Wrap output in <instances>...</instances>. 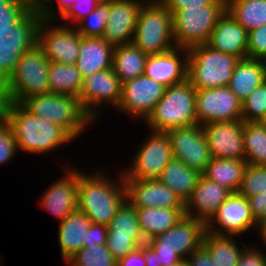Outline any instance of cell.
<instances>
[{
    "instance_id": "obj_1",
    "label": "cell",
    "mask_w": 266,
    "mask_h": 266,
    "mask_svg": "<svg viewBox=\"0 0 266 266\" xmlns=\"http://www.w3.org/2000/svg\"><path fill=\"white\" fill-rule=\"evenodd\" d=\"M0 112L11 125L18 152L47 155L75 140L60 125L33 115L20 103L0 102Z\"/></svg>"
},
{
    "instance_id": "obj_2",
    "label": "cell",
    "mask_w": 266,
    "mask_h": 266,
    "mask_svg": "<svg viewBox=\"0 0 266 266\" xmlns=\"http://www.w3.org/2000/svg\"><path fill=\"white\" fill-rule=\"evenodd\" d=\"M91 174L79 171L77 209L83 212L92 224L109 226L117 211L127 201L123 172L120 171L115 181L104 171Z\"/></svg>"
},
{
    "instance_id": "obj_3",
    "label": "cell",
    "mask_w": 266,
    "mask_h": 266,
    "mask_svg": "<svg viewBox=\"0 0 266 266\" xmlns=\"http://www.w3.org/2000/svg\"><path fill=\"white\" fill-rule=\"evenodd\" d=\"M49 66V59L38 45L25 52L0 88V102L21 104L32 96L49 93Z\"/></svg>"
},
{
    "instance_id": "obj_4",
    "label": "cell",
    "mask_w": 266,
    "mask_h": 266,
    "mask_svg": "<svg viewBox=\"0 0 266 266\" xmlns=\"http://www.w3.org/2000/svg\"><path fill=\"white\" fill-rule=\"evenodd\" d=\"M196 89L185 80L166 87L163 97L144 121L152 132H164L197 124Z\"/></svg>"
},
{
    "instance_id": "obj_5",
    "label": "cell",
    "mask_w": 266,
    "mask_h": 266,
    "mask_svg": "<svg viewBox=\"0 0 266 266\" xmlns=\"http://www.w3.org/2000/svg\"><path fill=\"white\" fill-rule=\"evenodd\" d=\"M21 105L33 115L60 125L74 139L94 123L75 96L49 92L27 98Z\"/></svg>"
},
{
    "instance_id": "obj_6",
    "label": "cell",
    "mask_w": 266,
    "mask_h": 266,
    "mask_svg": "<svg viewBox=\"0 0 266 266\" xmlns=\"http://www.w3.org/2000/svg\"><path fill=\"white\" fill-rule=\"evenodd\" d=\"M132 42L147 55L161 54L176 47L172 14L160 0H147L143 4Z\"/></svg>"
},
{
    "instance_id": "obj_7",
    "label": "cell",
    "mask_w": 266,
    "mask_h": 266,
    "mask_svg": "<svg viewBox=\"0 0 266 266\" xmlns=\"http://www.w3.org/2000/svg\"><path fill=\"white\" fill-rule=\"evenodd\" d=\"M239 58L206 44L188 48L187 80L196 90L228 86Z\"/></svg>"
},
{
    "instance_id": "obj_8",
    "label": "cell",
    "mask_w": 266,
    "mask_h": 266,
    "mask_svg": "<svg viewBox=\"0 0 266 266\" xmlns=\"http://www.w3.org/2000/svg\"><path fill=\"white\" fill-rule=\"evenodd\" d=\"M226 5L186 8L172 13L174 42L177 47L190 48L206 44Z\"/></svg>"
},
{
    "instance_id": "obj_9",
    "label": "cell",
    "mask_w": 266,
    "mask_h": 266,
    "mask_svg": "<svg viewBox=\"0 0 266 266\" xmlns=\"http://www.w3.org/2000/svg\"><path fill=\"white\" fill-rule=\"evenodd\" d=\"M141 145L131 167L122 169L124 179H158L173 159L171 141L167 133L151 131L150 136Z\"/></svg>"
},
{
    "instance_id": "obj_10",
    "label": "cell",
    "mask_w": 266,
    "mask_h": 266,
    "mask_svg": "<svg viewBox=\"0 0 266 266\" xmlns=\"http://www.w3.org/2000/svg\"><path fill=\"white\" fill-rule=\"evenodd\" d=\"M122 94V83L115 75L113 69L97 71L83 80L79 102L86 114L95 122L99 120L104 111L101 105H112L117 109ZM98 108V109H97ZM102 114V115H101ZM96 118L98 120H96Z\"/></svg>"
},
{
    "instance_id": "obj_11",
    "label": "cell",
    "mask_w": 266,
    "mask_h": 266,
    "mask_svg": "<svg viewBox=\"0 0 266 266\" xmlns=\"http://www.w3.org/2000/svg\"><path fill=\"white\" fill-rule=\"evenodd\" d=\"M42 20L38 29L37 45L50 62L76 65L79 57L81 34L71 24L57 25Z\"/></svg>"
},
{
    "instance_id": "obj_12",
    "label": "cell",
    "mask_w": 266,
    "mask_h": 266,
    "mask_svg": "<svg viewBox=\"0 0 266 266\" xmlns=\"http://www.w3.org/2000/svg\"><path fill=\"white\" fill-rule=\"evenodd\" d=\"M251 228L257 229L258 223L252 215L248 198L238 193H231L206 223L209 233L240 239V235L251 231Z\"/></svg>"
},
{
    "instance_id": "obj_13",
    "label": "cell",
    "mask_w": 266,
    "mask_h": 266,
    "mask_svg": "<svg viewBox=\"0 0 266 266\" xmlns=\"http://www.w3.org/2000/svg\"><path fill=\"white\" fill-rule=\"evenodd\" d=\"M195 106L199 125L242 120V102L227 86L196 90Z\"/></svg>"
},
{
    "instance_id": "obj_14",
    "label": "cell",
    "mask_w": 266,
    "mask_h": 266,
    "mask_svg": "<svg viewBox=\"0 0 266 266\" xmlns=\"http://www.w3.org/2000/svg\"><path fill=\"white\" fill-rule=\"evenodd\" d=\"M166 133L171 141L173 158L202 174L212 159L203 126L180 127Z\"/></svg>"
},
{
    "instance_id": "obj_15",
    "label": "cell",
    "mask_w": 266,
    "mask_h": 266,
    "mask_svg": "<svg viewBox=\"0 0 266 266\" xmlns=\"http://www.w3.org/2000/svg\"><path fill=\"white\" fill-rule=\"evenodd\" d=\"M165 89L164 85L145 75L126 81L122 84L121 100L116 110L145 121Z\"/></svg>"
},
{
    "instance_id": "obj_16",
    "label": "cell",
    "mask_w": 266,
    "mask_h": 266,
    "mask_svg": "<svg viewBox=\"0 0 266 266\" xmlns=\"http://www.w3.org/2000/svg\"><path fill=\"white\" fill-rule=\"evenodd\" d=\"M206 223L184 215L170 230L160 234L147 243L154 250L175 251L184 260L203 243Z\"/></svg>"
},
{
    "instance_id": "obj_17",
    "label": "cell",
    "mask_w": 266,
    "mask_h": 266,
    "mask_svg": "<svg viewBox=\"0 0 266 266\" xmlns=\"http://www.w3.org/2000/svg\"><path fill=\"white\" fill-rule=\"evenodd\" d=\"M202 126L212 158L245 160L243 120L207 123Z\"/></svg>"
},
{
    "instance_id": "obj_18",
    "label": "cell",
    "mask_w": 266,
    "mask_h": 266,
    "mask_svg": "<svg viewBox=\"0 0 266 266\" xmlns=\"http://www.w3.org/2000/svg\"><path fill=\"white\" fill-rule=\"evenodd\" d=\"M146 1L113 0L109 2V17L102 38L113 47L131 43L139 12Z\"/></svg>"
},
{
    "instance_id": "obj_19",
    "label": "cell",
    "mask_w": 266,
    "mask_h": 266,
    "mask_svg": "<svg viewBox=\"0 0 266 266\" xmlns=\"http://www.w3.org/2000/svg\"><path fill=\"white\" fill-rule=\"evenodd\" d=\"M127 201L135 208H178L185 210V203L168 186L158 179H124Z\"/></svg>"
},
{
    "instance_id": "obj_20",
    "label": "cell",
    "mask_w": 266,
    "mask_h": 266,
    "mask_svg": "<svg viewBox=\"0 0 266 266\" xmlns=\"http://www.w3.org/2000/svg\"><path fill=\"white\" fill-rule=\"evenodd\" d=\"M187 71L188 49L176 46L161 54L148 55L144 75L170 87L187 80Z\"/></svg>"
},
{
    "instance_id": "obj_21",
    "label": "cell",
    "mask_w": 266,
    "mask_h": 266,
    "mask_svg": "<svg viewBox=\"0 0 266 266\" xmlns=\"http://www.w3.org/2000/svg\"><path fill=\"white\" fill-rule=\"evenodd\" d=\"M66 175L49 185L40 205L60 221L77 210L79 169L67 168Z\"/></svg>"
},
{
    "instance_id": "obj_22",
    "label": "cell",
    "mask_w": 266,
    "mask_h": 266,
    "mask_svg": "<svg viewBox=\"0 0 266 266\" xmlns=\"http://www.w3.org/2000/svg\"><path fill=\"white\" fill-rule=\"evenodd\" d=\"M231 193L226 187L201 175L196 187L185 202V215L207 223Z\"/></svg>"
},
{
    "instance_id": "obj_23",
    "label": "cell",
    "mask_w": 266,
    "mask_h": 266,
    "mask_svg": "<svg viewBox=\"0 0 266 266\" xmlns=\"http://www.w3.org/2000/svg\"><path fill=\"white\" fill-rule=\"evenodd\" d=\"M206 45L213 50L245 59L248 58V31L226 10L218 19Z\"/></svg>"
},
{
    "instance_id": "obj_24",
    "label": "cell",
    "mask_w": 266,
    "mask_h": 266,
    "mask_svg": "<svg viewBox=\"0 0 266 266\" xmlns=\"http://www.w3.org/2000/svg\"><path fill=\"white\" fill-rule=\"evenodd\" d=\"M58 241L65 263L84 246L90 244V219L78 209L60 221Z\"/></svg>"
},
{
    "instance_id": "obj_25",
    "label": "cell",
    "mask_w": 266,
    "mask_h": 266,
    "mask_svg": "<svg viewBox=\"0 0 266 266\" xmlns=\"http://www.w3.org/2000/svg\"><path fill=\"white\" fill-rule=\"evenodd\" d=\"M114 48L102 37H82L76 67L83 78L112 68Z\"/></svg>"
},
{
    "instance_id": "obj_26",
    "label": "cell",
    "mask_w": 266,
    "mask_h": 266,
    "mask_svg": "<svg viewBox=\"0 0 266 266\" xmlns=\"http://www.w3.org/2000/svg\"><path fill=\"white\" fill-rule=\"evenodd\" d=\"M139 227L145 241L173 228L185 215L178 208H136Z\"/></svg>"
},
{
    "instance_id": "obj_27",
    "label": "cell",
    "mask_w": 266,
    "mask_h": 266,
    "mask_svg": "<svg viewBox=\"0 0 266 266\" xmlns=\"http://www.w3.org/2000/svg\"><path fill=\"white\" fill-rule=\"evenodd\" d=\"M265 81L261 59L245 58L240 59L235 66L227 87L243 102L257 86Z\"/></svg>"
},
{
    "instance_id": "obj_28",
    "label": "cell",
    "mask_w": 266,
    "mask_h": 266,
    "mask_svg": "<svg viewBox=\"0 0 266 266\" xmlns=\"http://www.w3.org/2000/svg\"><path fill=\"white\" fill-rule=\"evenodd\" d=\"M148 55L133 42L116 46L113 51L112 69L121 83L144 75Z\"/></svg>"
},
{
    "instance_id": "obj_29",
    "label": "cell",
    "mask_w": 266,
    "mask_h": 266,
    "mask_svg": "<svg viewBox=\"0 0 266 266\" xmlns=\"http://www.w3.org/2000/svg\"><path fill=\"white\" fill-rule=\"evenodd\" d=\"M202 174L173 158L163 169L158 180L173 190L185 203Z\"/></svg>"
},
{
    "instance_id": "obj_30",
    "label": "cell",
    "mask_w": 266,
    "mask_h": 266,
    "mask_svg": "<svg viewBox=\"0 0 266 266\" xmlns=\"http://www.w3.org/2000/svg\"><path fill=\"white\" fill-rule=\"evenodd\" d=\"M246 166L245 160L212 158L202 175L208 180L226 187L232 193H237Z\"/></svg>"
},
{
    "instance_id": "obj_31",
    "label": "cell",
    "mask_w": 266,
    "mask_h": 266,
    "mask_svg": "<svg viewBox=\"0 0 266 266\" xmlns=\"http://www.w3.org/2000/svg\"><path fill=\"white\" fill-rule=\"evenodd\" d=\"M83 80L76 65L50 62L48 69L49 92L78 97Z\"/></svg>"
},
{
    "instance_id": "obj_32",
    "label": "cell",
    "mask_w": 266,
    "mask_h": 266,
    "mask_svg": "<svg viewBox=\"0 0 266 266\" xmlns=\"http://www.w3.org/2000/svg\"><path fill=\"white\" fill-rule=\"evenodd\" d=\"M226 10L248 32L266 25V0H226Z\"/></svg>"
},
{
    "instance_id": "obj_33",
    "label": "cell",
    "mask_w": 266,
    "mask_h": 266,
    "mask_svg": "<svg viewBox=\"0 0 266 266\" xmlns=\"http://www.w3.org/2000/svg\"><path fill=\"white\" fill-rule=\"evenodd\" d=\"M202 245L208 250L214 266H237L243 250L236 244L234 236L216 235L207 231Z\"/></svg>"
},
{
    "instance_id": "obj_34",
    "label": "cell",
    "mask_w": 266,
    "mask_h": 266,
    "mask_svg": "<svg viewBox=\"0 0 266 266\" xmlns=\"http://www.w3.org/2000/svg\"><path fill=\"white\" fill-rule=\"evenodd\" d=\"M245 161L247 165L266 166V126L261 122H244Z\"/></svg>"
},
{
    "instance_id": "obj_35",
    "label": "cell",
    "mask_w": 266,
    "mask_h": 266,
    "mask_svg": "<svg viewBox=\"0 0 266 266\" xmlns=\"http://www.w3.org/2000/svg\"><path fill=\"white\" fill-rule=\"evenodd\" d=\"M107 236L143 237L136 208L126 201L117 211L108 226Z\"/></svg>"
},
{
    "instance_id": "obj_36",
    "label": "cell",
    "mask_w": 266,
    "mask_h": 266,
    "mask_svg": "<svg viewBox=\"0 0 266 266\" xmlns=\"http://www.w3.org/2000/svg\"><path fill=\"white\" fill-rule=\"evenodd\" d=\"M116 260L107 245L84 246L66 264L67 266H117Z\"/></svg>"
},
{
    "instance_id": "obj_37",
    "label": "cell",
    "mask_w": 266,
    "mask_h": 266,
    "mask_svg": "<svg viewBox=\"0 0 266 266\" xmlns=\"http://www.w3.org/2000/svg\"><path fill=\"white\" fill-rule=\"evenodd\" d=\"M109 17V2L99 3L98 6L75 28L82 37H102Z\"/></svg>"
},
{
    "instance_id": "obj_38",
    "label": "cell",
    "mask_w": 266,
    "mask_h": 266,
    "mask_svg": "<svg viewBox=\"0 0 266 266\" xmlns=\"http://www.w3.org/2000/svg\"><path fill=\"white\" fill-rule=\"evenodd\" d=\"M266 113V81L257 86L242 102V120L257 122Z\"/></svg>"
},
{
    "instance_id": "obj_39",
    "label": "cell",
    "mask_w": 266,
    "mask_h": 266,
    "mask_svg": "<svg viewBox=\"0 0 266 266\" xmlns=\"http://www.w3.org/2000/svg\"><path fill=\"white\" fill-rule=\"evenodd\" d=\"M266 192V166L247 165L238 194L245 197Z\"/></svg>"
},
{
    "instance_id": "obj_40",
    "label": "cell",
    "mask_w": 266,
    "mask_h": 266,
    "mask_svg": "<svg viewBox=\"0 0 266 266\" xmlns=\"http://www.w3.org/2000/svg\"><path fill=\"white\" fill-rule=\"evenodd\" d=\"M16 153L18 148L11 125L0 112V166L11 162Z\"/></svg>"
},
{
    "instance_id": "obj_41",
    "label": "cell",
    "mask_w": 266,
    "mask_h": 266,
    "mask_svg": "<svg viewBox=\"0 0 266 266\" xmlns=\"http://www.w3.org/2000/svg\"><path fill=\"white\" fill-rule=\"evenodd\" d=\"M145 242L143 237L107 236L106 245L113 257L119 260Z\"/></svg>"
},
{
    "instance_id": "obj_42",
    "label": "cell",
    "mask_w": 266,
    "mask_h": 266,
    "mask_svg": "<svg viewBox=\"0 0 266 266\" xmlns=\"http://www.w3.org/2000/svg\"><path fill=\"white\" fill-rule=\"evenodd\" d=\"M266 55V25L248 32V58L262 59Z\"/></svg>"
},
{
    "instance_id": "obj_43",
    "label": "cell",
    "mask_w": 266,
    "mask_h": 266,
    "mask_svg": "<svg viewBox=\"0 0 266 266\" xmlns=\"http://www.w3.org/2000/svg\"><path fill=\"white\" fill-rule=\"evenodd\" d=\"M40 10L42 18L46 21H55L61 18L77 0H57V7L51 0H33ZM49 2V3H48ZM53 7V8H52ZM59 16V17H58Z\"/></svg>"
},
{
    "instance_id": "obj_44",
    "label": "cell",
    "mask_w": 266,
    "mask_h": 266,
    "mask_svg": "<svg viewBox=\"0 0 266 266\" xmlns=\"http://www.w3.org/2000/svg\"><path fill=\"white\" fill-rule=\"evenodd\" d=\"M98 0H77L69 10L61 17L75 27L82 19L88 16L99 4Z\"/></svg>"
},
{
    "instance_id": "obj_45",
    "label": "cell",
    "mask_w": 266,
    "mask_h": 266,
    "mask_svg": "<svg viewBox=\"0 0 266 266\" xmlns=\"http://www.w3.org/2000/svg\"><path fill=\"white\" fill-rule=\"evenodd\" d=\"M243 250L239 256L237 266H266V254L259 248L241 243Z\"/></svg>"
},
{
    "instance_id": "obj_46",
    "label": "cell",
    "mask_w": 266,
    "mask_h": 266,
    "mask_svg": "<svg viewBox=\"0 0 266 266\" xmlns=\"http://www.w3.org/2000/svg\"><path fill=\"white\" fill-rule=\"evenodd\" d=\"M171 12L186 8H199L208 5H226V0H160Z\"/></svg>"
},
{
    "instance_id": "obj_47",
    "label": "cell",
    "mask_w": 266,
    "mask_h": 266,
    "mask_svg": "<svg viewBox=\"0 0 266 266\" xmlns=\"http://www.w3.org/2000/svg\"><path fill=\"white\" fill-rule=\"evenodd\" d=\"M248 201L256 222L266 219V192L248 197Z\"/></svg>"
},
{
    "instance_id": "obj_48",
    "label": "cell",
    "mask_w": 266,
    "mask_h": 266,
    "mask_svg": "<svg viewBox=\"0 0 266 266\" xmlns=\"http://www.w3.org/2000/svg\"><path fill=\"white\" fill-rule=\"evenodd\" d=\"M186 261L189 266H214V262L210 258L208 250L203 245L193 251L186 258Z\"/></svg>"
},
{
    "instance_id": "obj_49",
    "label": "cell",
    "mask_w": 266,
    "mask_h": 266,
    "mask_svg": "<svg viewBox=\"0 0 266 266\" xmlns=\"http://www.w3.org/2000/svg\"><path fill=\"white\" fill-rule=\"evenodd\" d=\"M117 266H146L143 256V248L139 246L125 257L120 258L117 262Z\"/></svg>"
},
{
    "instance_id": "obj_50",
    "label": "cell",
    "mask_w": 266,
    "mask_h": 266,
    "mask_svg": "<svg viewBox=\"0 0 266 266\" xmlns=\"http://www.w3.org/2000/svg\"><path fill=\"white\" fill-rule=\"evenodd\" d=\"M108 235V226L100 224L90 225V244L106 245Z\"/></svg>"
},
{
    "instance_id": "obj_51",
    "label": "cell",
    "mask_w": 266,
    "mask_h": 266,
    "mask_svg": "<svg viewBox=\"0 0 266 266\" xmlns=\"http://www.w3.org/2000/svg\"><path fill=\"white\" fill-rule=\"evenodd\" d=\"M157 253L158 265L174 266L182 262L184 259L175 251L155 250Z\"/></svg>"
},
{
    "instance_id": "obj_52",
    "label": "cell",
    "mask_w": 266,
    "mask_h": 266,
    "mask_svg": "<svg viewBox=\"0 0 266 266\" xmlns=\"http://www.w3.org/2000/svg\"><path fill=\"white\" fill-rule=\"evenodd\" d=\"M141 247L143 248V256L145 260V265L146 266H160L158 265L156 251L147 242L143 243Z\"/></svg>"
},
{
    "instance_id": "obj_53",
    "label": "cell",
    "mask_w": 266,
    "mask_h": 266,
    "mask_svg": "<svg viewBox=\"0 0 266 266\" xmlns=\"http://www.w3.org/2000/svg\"><path fill=\"white\" fill-rule=\"evenodd\" d=\"M257 231L259 232V237L261 242H264V246L266 245V219L262 220L258 223Z\"/></svg>"
},
{
    "instance_id": "obj_54",
    "label": "cell",
    "mask_w": 266,
    "mask_h": 266,
    "mask_svg": "<svg viewBox=\"0 0 266 266\" xmlns=\"http://www.w3.org/2000/svg\"><path fill=\"white\" fill-rule=\"evenodd\" d=\"M264 65V72H265V80H266V55L261 59Z\"/></svg>"
},
{
    "instance_id": "obj_55",
    "label": "cell",
    "mask_w": 266,
    "mask_h": 266,
    "mask_svg": "<svg viewBox=\"0 0 266 266\" xmlns=\"http://www.w3.org/2000/svg\"><path fill=\"white\" fill-rule=\"evenodd\" d=\"M174 266H189L186 260H183L182 262L178 263L177 265Z\"/></svg>"
},
{
    "instance_id": "obj_56",
    "label": "cell",
    "mask_w": 266,
    "mask_h": 266,
    "mask_svg": "<svg viewBox=\"0 0 266 266\" xmlns=\"http://www.w3.org/2000/svg\"><path fill=\"white\" fill-rule=\"evenodd\" d=\"M264 126H266V113L265 116L260 121Z\"/></svg>"
},
{
    "instance_id": "obj_57",
    "label": "cell",
    "mask_w": 266,
    "mask_h": 266,
    "mask_svg": "<svg viewBox=\"0 0 266 266\" xmlns=\"http://www.w3.org/2000/svg\"><path fill=\"white\" fill-rule=\"evenodd\" d=\"M100 3H108V2H112L113 0H98Z\"/></svg>"
}]
</instances>
